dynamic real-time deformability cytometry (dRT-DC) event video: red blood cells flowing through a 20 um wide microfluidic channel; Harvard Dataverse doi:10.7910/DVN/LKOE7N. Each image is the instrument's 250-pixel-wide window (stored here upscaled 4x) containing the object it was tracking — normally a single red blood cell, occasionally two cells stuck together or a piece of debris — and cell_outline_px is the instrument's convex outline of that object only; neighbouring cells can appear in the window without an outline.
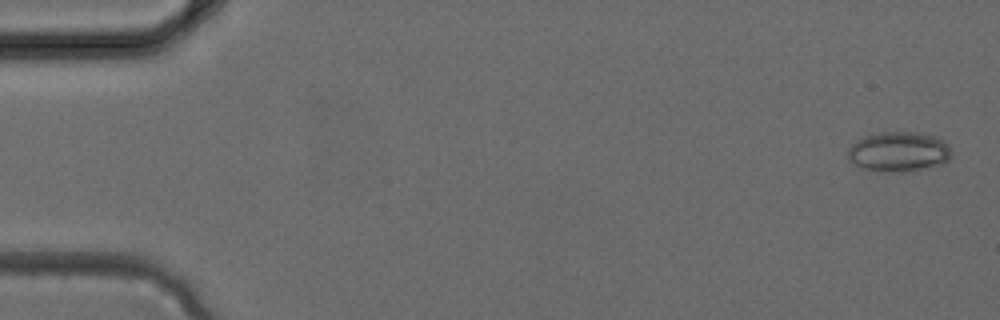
{"species": "common noctule bat (a hibernating species)", "species_latin": "Nyctalus noctula", "temperature_condition": "cold", "stored_images_in_passage": 3, "camera_frame_rate_fps": 3000, "um_per_image_px": 0.085, "animal": {"sex": "female", "body_mass_g": 24.6, "forearm_length_mm": 56.2}, "frame": {"image": 1, "passage_image": 1, "time_ms": 0.0, "image_size_px": [1000, 320], "cell_outline_px": [[952, 152], [948, 160], [936, 164], [908, 172], [888, 172], [864, 168], [848, 160], [848, 148], [856, 140], [864, 136], [880, 132], [912, 132], [932, 136], [948, 144]], "centroid_in_image_um": [76.34, 12.89], "position_along_channel_um": 8.7, "area_um2": 23.7}}